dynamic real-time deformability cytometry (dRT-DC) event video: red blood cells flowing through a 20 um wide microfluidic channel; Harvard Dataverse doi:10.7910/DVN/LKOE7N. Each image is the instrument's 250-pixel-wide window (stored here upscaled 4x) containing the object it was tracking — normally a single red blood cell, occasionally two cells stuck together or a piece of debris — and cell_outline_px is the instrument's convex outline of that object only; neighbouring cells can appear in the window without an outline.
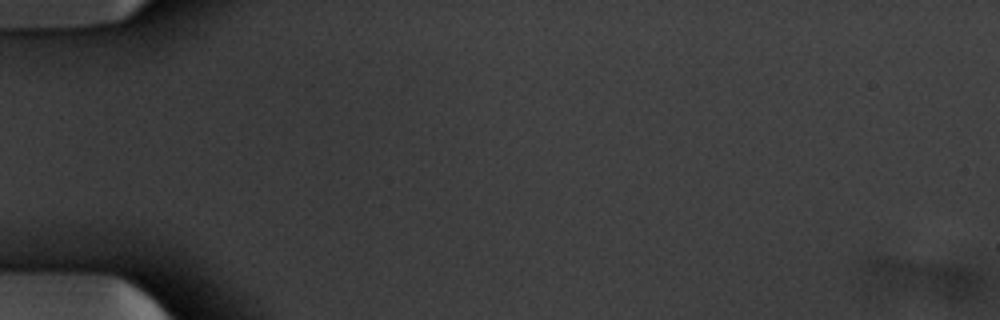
{"species": "common noctule bat (a hibernating species)", "species_latin": "Nyctalus noctula", "temperature_condition": "warm", "stored_images_in_passage": 21, "camera_frame_rate_fps": 3000, "um_per_image_px": 0.085, "animal": {"sex": "male", "body_mass_g": 20.1, "forearm_length_mm": 53.5}, "frame": {"image": 1, "passage_image": 1, "time_ms": 0.0, "image_size_px": [1000, 320], "cell_outline_px": [[984, 288], [972, 300], [956, 300], [892, 284], [868, 272], [860, 264], [864, 260], [876, 256], [884, 256], [956, 264], [980, 272], [984, 280]], "centroid_in_image_um": [78.86, 23.5], "position_along_channel_um": 6.1, "area_um2": 24.45}}
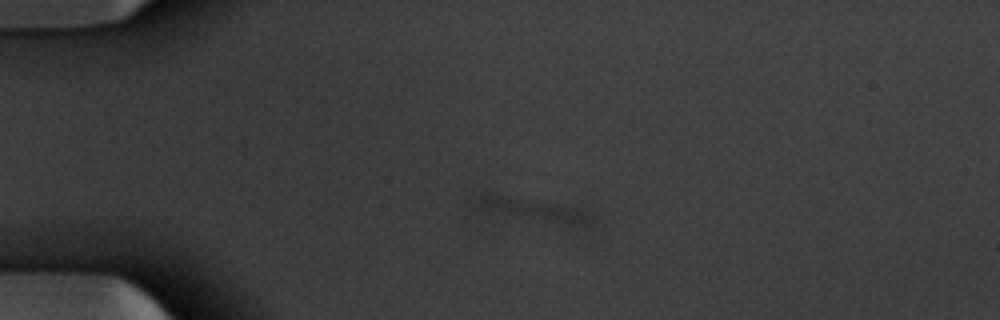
{"frame": {"image": 2, "passage_image": 14, "time_ms": 4.333, "image_size_px": [1000, 320], "cell_outline_px": [[600, 212], [584, 236], [488, 208], [476, 204], [472, 196], [472, 192], [488, 192], [564, 204]], "centroid_in_image_um": [45.9, 17.97], "position_along_channel_um": 39.1, "area_um2": 18.5}}